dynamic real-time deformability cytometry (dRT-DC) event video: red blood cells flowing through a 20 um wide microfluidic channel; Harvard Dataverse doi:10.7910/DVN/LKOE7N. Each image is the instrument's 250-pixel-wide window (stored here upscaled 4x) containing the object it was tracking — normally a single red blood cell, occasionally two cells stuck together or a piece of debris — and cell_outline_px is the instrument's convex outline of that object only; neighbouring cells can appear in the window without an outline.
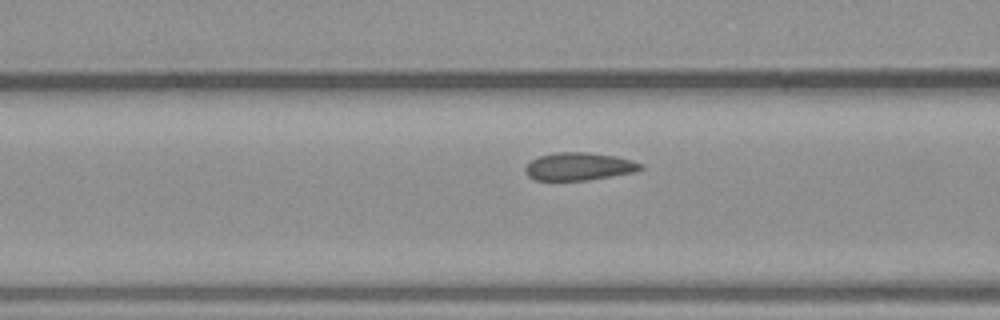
{"species": "common noctule bat (a hibernating species)", "species_latin": "Nyctalus noctula", "temperature_condition": "warm", "stored_images_in_passage": 17, "camera_frame_rate_fps": 3000, "um_per_image_px": 0.085, "animal": {"sex": "male", "body_mass_g": 23.1, "forearm_length_mm": 52.7}, "frame": {"image": 1, "passage_image": 15, "time_ms": 4.667, "image_size_px": [1000, 320], "cell_outline_px": [[644, 168], [636, 172], [588, 180], [536, 180], [528, 176], [524, 172], [524, 168], [532, 160], [540, 156], [556, 152], [588, 152], [616, 156], [632, 160], [644, 164]], "centroid_in_image_um": [49.25, 14.15], "position_along_channel_um": 117.3, "area_um2": 18.79}}